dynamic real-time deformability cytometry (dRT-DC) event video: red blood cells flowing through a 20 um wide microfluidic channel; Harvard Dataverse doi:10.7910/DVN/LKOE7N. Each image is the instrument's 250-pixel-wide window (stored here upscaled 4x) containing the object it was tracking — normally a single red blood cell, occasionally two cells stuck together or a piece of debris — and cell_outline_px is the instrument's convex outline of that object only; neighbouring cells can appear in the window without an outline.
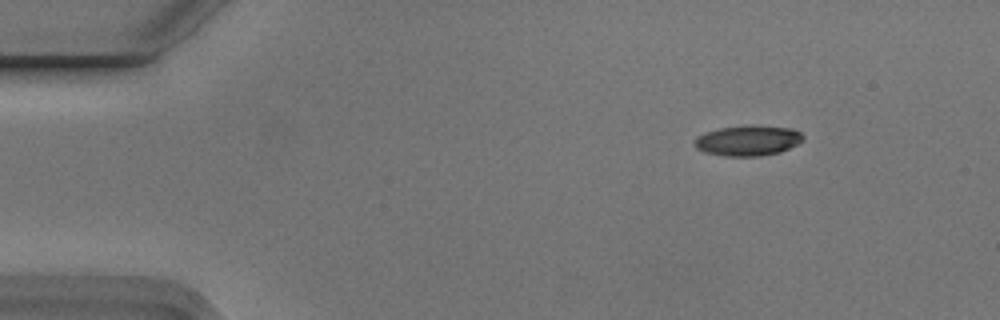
{"species": "Egyptian fruit bat (a non-hibernating species)", "species_latin": "Rousettus aegyptiacus", "temperature_condition": "cold", "stored_images_in_passage": 8, "camera_frame_rate_fps": 3000, "um_per_image_px": 0.085, "animal": {"sex": "male"}, "frame": {"image": 1, "passage_image": 2, "time_ms": 0.333, "image_size_px": [1000, 320], "cell_outline_px": [[804, 140], [780, 152], [760, 156], [724, 156], [704, 152], [696, 148], [692, 144], [696, 136], [704, 132], [720, 128], [792, 128], [800, 132], [804, 136]], "centroid_in_image_um": [63.51, 12.0], "position_along_channel_um": 21.5, "area_um2": 18.5}}
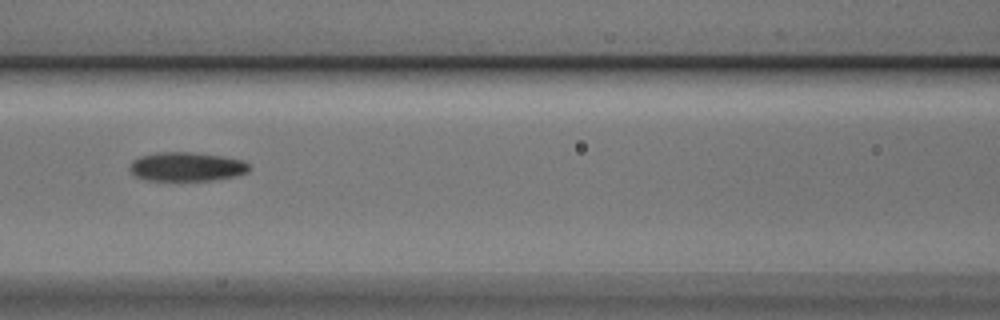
{"frame": {"image": 2, "passage_image": 7, "time_ms": 2.0, "image_size_px": [1000, 320], "cell_outline_px": [[248, 172], [236, 176], [212, 180], [144, 180], [136, 176], [128, 168], [132, 160], [140, 156], [156, 152], [188, 152], [224, 156], [244, 160], [248, 164]], "centroid_in_image_um": [15.84, 14.16], "position_along_channel_um": 150.8, "area_um2": 20.23}}
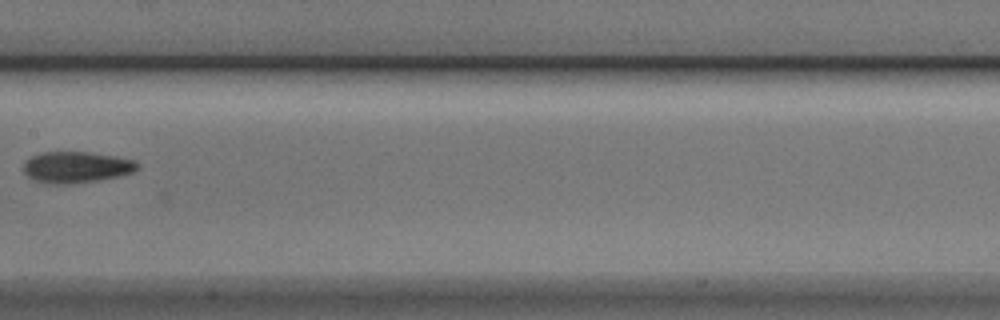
{"frame": {"image": 3, "passage_image": 8, "time_ms": 2.333, "image_size_px": [1000, 320], "cell_outline_px": [[140, 168], [132, 172], [120, 176], [100, 180], [72, 184], [48, 184], [32, 180], [24, 172], [24, 160], [40, 152], [92, 152], [116, 156], [136, 160]], "centroid_in_image_um": [6.49, 14.21], "position_along_channel_um": 200.9, "area_um2": 21.15}}